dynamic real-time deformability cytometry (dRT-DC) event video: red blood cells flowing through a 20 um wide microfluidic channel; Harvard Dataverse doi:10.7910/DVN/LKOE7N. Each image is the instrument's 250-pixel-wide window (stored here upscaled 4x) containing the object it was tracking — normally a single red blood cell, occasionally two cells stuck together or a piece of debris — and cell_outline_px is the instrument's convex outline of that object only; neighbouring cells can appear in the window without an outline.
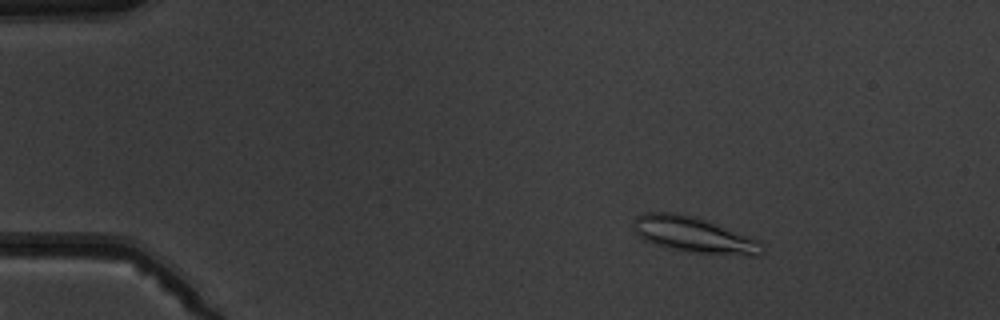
{"species": "common noctule bat (a hibernating species)", "species_latin": "Nyctalus noctula", "temperature_condition": "warm", "stored_images_in_passage": 6, "camera_frame_rate_fps": 3000, "um_per_image_px": 0.085, "animal": {"sex": "male", "body_mass_g": 19.5, "forearm_length_mm": 54.6}, "frame": {"image": 1, "passage_image": 3, "time_ms": 2.333, "image_size_px": [1000, 320], "cell_outline_px": [[764, 252], [756, 256], [752, 256], [692, 252], [672, 248], [656, 244], [644, 240], [632, 228], [632, 224], [636, 216], [644, 212], [676, 212], [708, 220], [760, 240], [764, 244]], "centroid_in_image_um": [59.02, 19.94], "position_along_channel_um": 26.0, "area_um2": 26.93}}
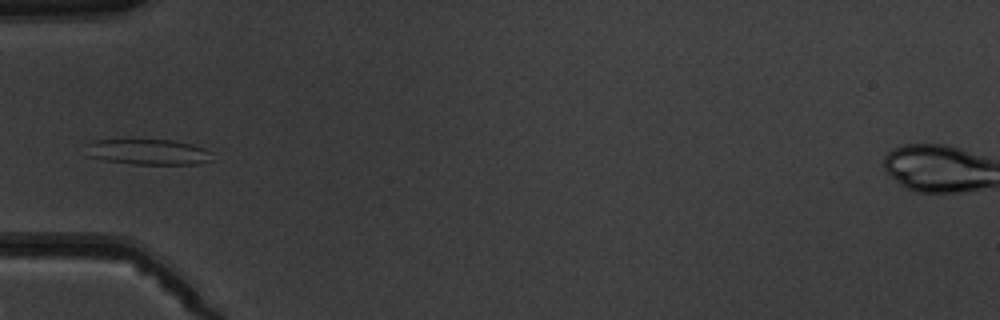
{"frame": {"image": 2, "passage_image": 6, "time_ms": 5.667, "image_size_px": [1000, 320], "cell_outline_px": [[212, 160], [200, 164], [136, 164], [104, 160], [88, 156], [84, 144], [92, 140], [172, 140], [192, 144], [204, 148], [212, 152]], "centroid_in_image_um": [12.59, 12.91], "position_along_channel_um": 72.4, "area_um2": 18.96}}